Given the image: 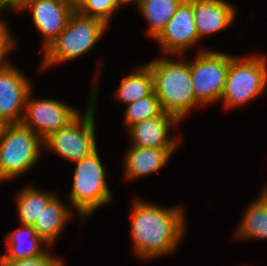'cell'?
I'll use <instances>...</instances> for the list:
<instances>
[{
    "label": "cell",
    "mask_w": 267,
    "mask_h": 266,
    "mask_svg": "<svg viewBox=\"0 0 267 266\" xmlns=\"http://www.w3.org/2000/svg\"><path fill=\"white\" fill-rule=\"evenodd\" d=\"M131 210L133 247L142 259L163 256L177 249L185 230L182 207L164 209L138 199Z\"/></svg>",
    "instance_id": "6da1fadb"
},
{
    "label": "cell",
    "mask_w": 267,
    "mask_h": 266,
    "mask_svg": "<svg viewBox=\"0 0 267 266\" xmlns=\"http://www.w3.org/2000/svg\"><path fill=\"white\" fill-rule=\"evenodd\" d=\"M153 75V89L163 112L174 116L179 122L195 105L190 62L166 58L148 64Z\"/></svg>",
    "instance_id": "7a4b0ae2"
},
{
    "label": "cell",
    "mask_w": 267,
    "mask_h": 266,
    "mask_svg": "<svg viewBox=\"0 0 267 266\" xmlns=\"http://www.w3.org/2000/svg\"><path fill=\"white\" fill-rule=\"evenodd\" d=\"M107 25L103 20L85 16L75 9L66 28L43 50V67L72 60L88 52L100 39Z\"/></svg>",
    "instance_id": "3957f363"
},
{
    "label": "cell",
    "mask_w": 267,
    "mask_h": 266,
    "mask_svg": "<svg viewBox=\"0 0 267 266\" xmlns=\"http://www.w3.org/2000/svg\"><path fill=\"white\" fill-rule=\"evenodd\" d=\"M97 150L91 155L76 161L73 187L70 198L80 217L88 215L99 206L111 201V191L105 179V169Z\"/></svg>",
    "instance_id": "277c9868"
},
{
    "label": "cell",
    "mask_w": 267,
    "mask_h": 266,
    "mask_svg": "<svg viewBox=\"0 0 267 266\" xmlns=\"http://www.w3.org/2000/svg\"><path fill=\"white\" fill-rule=\"evenodd\" d=\"M43 140L21 123L10 124L0 140V181L13 179L36 164Z\"/></svg>",
    "instance_id": "5b68a950"
},
{
    "label": "cell",
    "mask_w": 267,
    "mask_h": 266,
    "mask_svg": "<svg viewBox=\"0 0 267 266\" xmlns=\"http://www.w3.org/2000/svg\"><path fill=\"white\" fill-rule=\"evenodd\" d=\"M266 59L230 56V68L220 99L228 108L240 106L261 94L267 85Z\"/></svg>",
    "instance_id": "8992f818"
},
{
    "label": "cell",
    "mask_w": 267,
    "mask_h": 266,
    "mask_svg": "<svg viewBox=\"0 0 267 266\" xmlns=\"http://www.w3.org/2000/svg\"><path fill=\"white\" fill-rule=\"evenodd\" d=\"M96 90L91 95L87 110L82 119L78 115L66 127L60 128L43 141L59 155L72 162L80 161L97 150L94 127V106Z\"/></svg>",
    "instance_id": "52a82bcc"
},
{
    "label": "cell",
    "mask_w": 267,
    "mask_h": 266,
    "mask_svg": "<svg viewBox=\"0 0 267 266\" xmlns=\"http://www.w3.org/2000/svg\"><path fill=\"white\" fill-rule=\"evenodd\" d=\"M230 68V55L214 50H202L190 72L195 99L200 103L220 100Z\"/></svg>",
    "instance_id": "ba28073f"
},
{
    "label": "cell",
    "mask_w": 267,
    "mask_h": 266,
    "mask_svg": "<svg viewBox=\"0 0 267 266\" xmlns=\"http://www.w3.org/2000/svg\"><path fill=\"white\" fill-rule=\"evenodd\" d=\"M29 93L21 124L31 129L43 141L60 128L66 127L79 114L65 103L52 100H32Z\"/></svg>",
    "instance_id": "9c48e42d"
},
{
    "label": "cell",
    "mask_w": 267,
    "mask_h": 266,
    "mask_svg": "<svg viewBox=\"0 0 267 266\" xmlns=\"http://www.w3.org/2000/svg\"><path fill=\"white\" fill-rule=\"evenodd\" d=\"M31 9L37 30L46 37L44 48L66 28L71 14L75 11L72 0H23L16 10Z\"/></svg>",
    "instance_id": "30bf717a"
},
{
    "label": "cell",
    "mask_w": 267,
    "mask_h": 266,
    "mask_svg": "<svg viewBox=\"0 0 267 266\" xmlns=\"http://www.w3.org/2000/svg\"><path fill=\"white\" fill-rule=\"evenodd\" d=\"M31 88V82L16 67L10 64L1 66L0 118L5 119L10 124L21 123L22 112Z\"/></svg>",
    "instance_id": "8fae6325"
},
{
    "label": "cell",
    "mask_w": 267,
    "mask_h": 266,
    "mask_svg": "<svg viewBox=\"0 0 267 266\" xmlns=\"http://www.w3.org/2000/svg\"><path fill=\"white\" fill-rule=\"evenodd\" d=\"M164 53H182L198 42L192 0H184L156 38Z\"/></svg>",
    "instance_id": "7c38bea8"
},
{
    "label": "cell",
    "mask_w": 267,
    "mask_h": 266,
    "mask_svg": "<svg viewBox=\"0 0 267 266\" xmlns=\"http://www.w3.org/2000/svg\"><path fill=\"white\" fill-rule=\"evenodd\" d=\"M192 10L199 39L227 28L236 14L225 0H192Z\"/></svg>",
    "instance_id": "4fadbf2b"
},
{
    "label": "cell",
    "mask_w": 267,
    "mask_h": 266,
    "mask_svg": "<svg viewBox=\"0 0 267 266\" xmlns=\"http://www.w3.org/2000/svg\"><path fill=\"white\" fill-rule=\"evenodd\" d=\"M179 121L163 112L161 115L138 122L129 128L132 146L140 148H175L176 140L168 137V129Z\"/></svg>",
    "instance_id": "5bb4252c"
},
{
    "label": "cell",
    "mask_w": 267,
    "mask_h": 266,
    "mask_svg": "<svg viewBox=\"0 0 267 266\" xmlns=\"http://www.w3.org/2000/svg\"><path fill=\"white\" fill-rule=\"evenodd\" d=\"M175 148H140L132 146L126 154V177H144L163 168Z\"/></svg>",
    "instance_id": "9a60e30c"
},
{
    "label": "cell",
    "mask_w": 267,
    "mask_h": 266,
    "mask_svg": "<svg viewBox=\"0 0 267 266\" xmlns=\"http://www.w3.org/2000/svg\"><path fill=\"white\" fill-rule=\"evenodd\" d=\"M54 196L42 210L39 218L33 224L36 234L47 245L53 244L59 233L70 219L71 212Z\"/></svg>",
    "instance_id": "2e32d148"
},
{
    "label": "cell",
    "mask_w": 267,
    "mask_h": 266,
    "mask_svg": "<svg viewBox=\"0 0 267 266\" xmlns=\"http://www.w3.org/2000/svg\"><path fill=\"white\" fill-rule=\"evenodd\" d=\"M23 234L30 236L31 243L28 246H26L28 238H25ZM7 238L8 251L0 257V260L34 259L47 252L41 248V245L46 243L36 234L32 226L23 225L22 228L9 234Z\"/></svg>",
    "instance_id": "e0dca14e"
},
{
    "label": "cell",
    "mask_w": 267,
    "mask_h": 266,
    "mask_svg": "<svg viewBox=\"0 0 267 266\" xmlns=\"http://www.w3.org/2000/svg\"><path fill=\"white\" fill-rule=\"evenodd\" d=\"M184 0H140L139 11L149 23V35L157 38Z\"/></svg>",
    "instance_id": "ac0fdd59"
},
{
    "label": "cell",
    "mask_w": 267,
    "mask_h": 266,
    "mask_svg": "<svg viewBox=\"0 0 267 266\" xmlns=\"http://www.w3.org/2000/svg\"><path fill=\"white\" fill-rule=\"evenodd\" d=\"M153 91V75L149 66L145 65L139 68V71L132 72L121 80L116 90V97L128 105L149 96Z\"/></svg>",
    "instance_id": "d6986e66"
},
{
    "label": "cell",
    "mask_w": 267,
    "mask_h": 266,
    "mask_svg": "<svg viewBox=\"0 0 267 266\" xmlns=\"http://www.w3.org/2000/svg\"><path fill=\"white\" fill-rule=\"evenodd\" d=\"M55 195L39 192L34 187H27L18 194L17 214L22 225L33 226L42 210Z\"/></svg>",
    "instance_id": "ffe728a7"
},
{
    "label": "cell",
    "mask_w": 267,
    "mask_h": 266,
    "mask_svg": "<svg viewBox=\"0 0 267 266\" xmlns=\"http://www.w3.org/2000/svg\"><path fill=\"white\" fill-rule=\"evenodd\" d=\"M237 234L242 238H267V206L258 197L248 207Z\"/></svg>",
    "instance_id": "44dd1931"
},
{
    "label": "cell",
    "mask_w": 267,
    "mask_h": 266,
    "mask_svg": "<svg viewBox=\"0 0 267 266\" xmlns=\"http://www.w3.org/2000/svg\"><path fill=\"white\" fill-rule=\"evenodd\" d=\"M163 113L159 100L154 91L147 97L135 100L125 109V123L130 128L132 125L159 116Z\"/></svg>",
    "instance_id": "7402d4cb"
},
{
    "label": "cell",
    "mask_w": 267,
    "mask_h": 266,
    "mask_svg": "<svg viewBox=\"0 0 267 266\" xmlns=\"http://www.w3.org/2000/svg\"><path fill=\"white\" fill-rule=\"evenodd\" d=\"M75 9L85 16L101 19L108 24L118 6L115 0H75Z\"/></svg>",
    "instance_id": "603a6c76"
},
{
    "label": "cell",
    "mask_w": 267,
    "mask_h": 266,
    "mask_svg": "<svg viewBox=\"0 0 267 266\" xmlns=\"http://www.w3.org/2000/svg\"><path fill=\"white\" fill-rule=\"evenodd\" d=\"M0 266H64L60 258L47 252L34 259L0 260Z\"/></svg>",
    "instance_id": "cb8c5ba5"
},
{
    "label": "cell",
    "mask_w": 267,
    "mask_h": 266,
    "mask_svg": "<svg viewBox=\"0 0 267 266\" xmlns=\"http://www.w3.org/2000/svg\"><path fill=\"white\" fill-rule=\"evenodd\" d=\"M13 38L10 36L6 24L0 20V67L10 64L6 62V55L14 48Z\"/></svg>",
    "instance_id": "d4e9b609"
},
{
    "label": "cell",
    "mask_w": 267,
    "mask_h": 266,
    "mask_svg": "<svg viewBox=\"0 0 267 266\" xmlns=\"http://www.w3.org/2000/svg\"><path fill=\"white\" fill-rule=\"evenodd\" d=\"M9 125H10V123H8L5 119L0 118V140L5 135V132H6Z\"/></svg>",
    "instance_id": "484cf974"
},
{
    "label": "cell",
    "mask_w": 267,
    "mask_h": 266,
    "mask_svg": "<svg viewBox=\"0 0 267 266\" xmlns=\"http://www.w3.org/2000/svg\"><path fill=\"white\" fill-rule=\"evenodd\" d=\"M23 0H9V9L16 10Z\"/></svg>",
    "instance_id": "4316f807"
},
{
    "label": "cell",
    "mask_w": 267,
    "mask_h": 266,
    "mask_svg": "<svg viewBox=\"0 0 267 266\" xmlns=\"http://www.w3.org/2000/svg\"><path fill=\"white\" fill-rule=\"evenodd\" d=\"M132 1H136V4L138 5L139 4V2H140V0H115V2H116V5L118 6V8H119V6L121 5V4H125V3H130V2H132Z\"/></svg>",
    "instance_id": "83f0119b"
},
{
    "label": "cell",
    "mask_w": 267,
    "mask_h": 266,
    "mask_svg": "<svg viewBox=\"0 0 267 266\" xmlns=\"http://www.w3.org/2000/svg\"><path fill=\"white\" fill-rule=\"evenodd\" d=\"M262 193L260 194V198L266 203L267 206V186L264 187Z\"/></svg>",
    "instance_id": "f1b7e54d"
},
{
    "label": "cell",
    "mask_w": 267,
    "mask_h": 266,
    "mask_svg": "<svg viewBox=\"0 0 267 266\" xmlns=\"http://www.w3.org/2000/svg\"><path fill=\"white\" fill-rule=\"evenodd\" d=\"M9 8V0H0V9Z\"/></svg>",
    "instance_id": "f546056e"
}]
</instances>
